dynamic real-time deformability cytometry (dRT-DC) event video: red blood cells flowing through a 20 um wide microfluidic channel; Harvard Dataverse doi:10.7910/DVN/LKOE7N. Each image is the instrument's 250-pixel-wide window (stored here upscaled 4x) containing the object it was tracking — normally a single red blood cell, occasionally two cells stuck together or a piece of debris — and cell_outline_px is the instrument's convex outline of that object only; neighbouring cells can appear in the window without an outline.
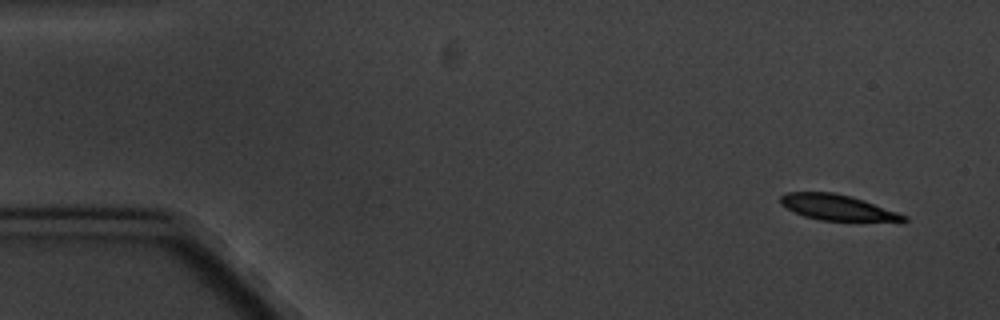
{"species": "common noctule bat (a hibernating species)", "species_latin": "Nyctalus noctula", "temperature_condition": "cold", "stored_images_in_passage": 6, "camera_frame_rate_fps": 3000, "um_per_image_px": 0.085, "animal": {"sex": "male", "body_mass_g": 20.1, "forearm_length_mm": 53.5}, "frame": {"image": 1, "passage_image": 1, "time_ms": 0.0, "image_size_px": [1000, 320], "cell_outline_px": [[908, 220], [820, 220], [804, 216], [792, 212], [780, 204], [780, 196], [784, 192], [832, 192], [852, 196], [864, 200], [908, 216]], "centroid_in_image_um": [71.07, 17.61], "position_along_channel_um": 13.9, "area_um2": 18.15}}